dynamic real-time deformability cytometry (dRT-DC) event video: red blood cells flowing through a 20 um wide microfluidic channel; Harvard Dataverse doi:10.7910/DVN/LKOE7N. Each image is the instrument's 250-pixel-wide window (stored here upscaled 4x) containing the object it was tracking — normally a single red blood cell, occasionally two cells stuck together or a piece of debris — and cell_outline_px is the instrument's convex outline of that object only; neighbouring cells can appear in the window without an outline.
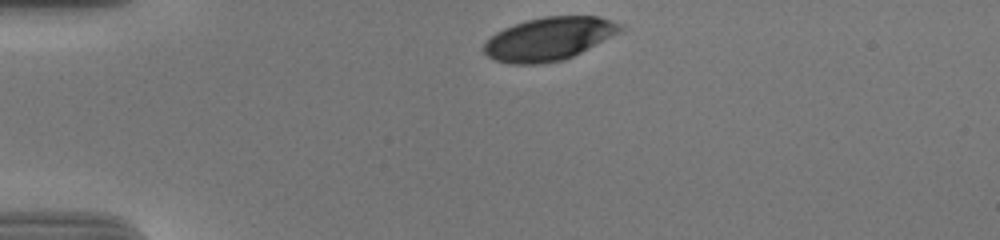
{"species": "human", "species_latin": "Homo sapiens", "temperature_condition": "cold", "stored_images_in_passage": 34, "camera_frame_rate_fps": 3000, "um_per_image_px": 0.085, "donor": {"sex": "male"}, "frame": {"image": 1, "passage_image": 1, "time_ms": 0.0, "image_size_px": [1000, 240], "cell_outline_px": [[624, 28], [620, 32], [564, 60], [540, 64], [508, 64], [492, 60], [480, 48], [496, 32], [504, 28], [528, 20], [544, 16], [600, 16], [624, 24]], "centroid_in_image_um": [46.65, 3.3], "position_along_channel_um": 38.3, "area_um2": 34.33}}
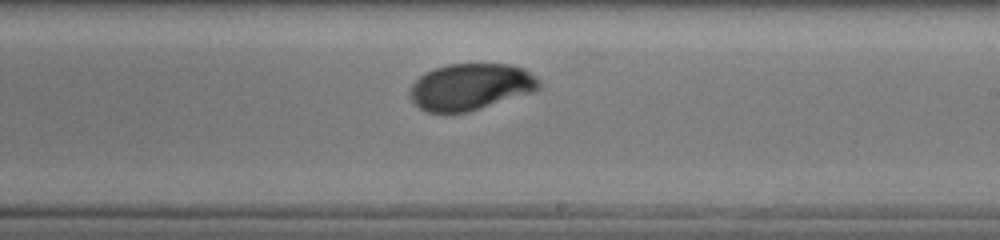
{"frame": {"image": 2, "passage_image": 22, "time_ms": 7.0, "image_size_px": [1000, 240], "cell_outline_px": [[540, 88], [532, 92], [468, 112], [428, 112], [420, 108], [408, 96], [408, 92], [412, 84], [424, 72], [448, 64], [512, 64], [524, 68], [540, 80]], "centroid_in_image_um": [39.99, 7.37], "position_along_channel_um": 249.0, "area_um2": 34.97}}
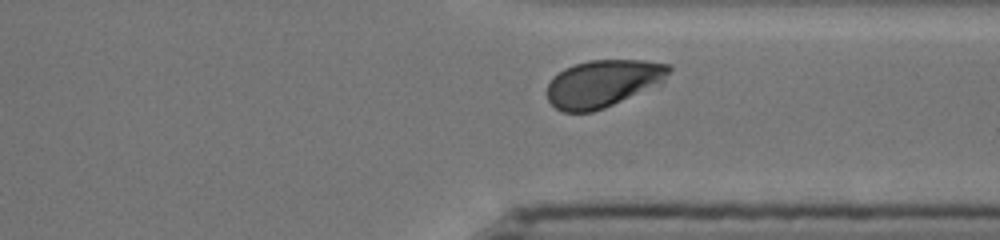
{"frame": {"image": 3, "passage_image": 31, "time_ms": 10.0, "image_size_px": [1000, 240], "cell_outline_px": [[672, 68], [664, 84], [604, 108], [592, 112], [564, 112], [556, 108], [548, 100], [548, 84], [552, 76], [564, 68], [588, 60], [644, 60], [672, 64]], "centroid_in_image_um": [51.33, 7.08], "position_along_channel_um": 360.1, "area_um2": 34.1}, "authors_computed_cell_mechanics": {"area_um2": 35.547, "velocity_mm_per_s": 3.6798, "shape_relaxation_time_tau1_ms": 2.9959, "shape_relaxation_time_tau2_ms": null, "deformation_change_tau1": 0.1536, "deformation_change_tau2": null}}